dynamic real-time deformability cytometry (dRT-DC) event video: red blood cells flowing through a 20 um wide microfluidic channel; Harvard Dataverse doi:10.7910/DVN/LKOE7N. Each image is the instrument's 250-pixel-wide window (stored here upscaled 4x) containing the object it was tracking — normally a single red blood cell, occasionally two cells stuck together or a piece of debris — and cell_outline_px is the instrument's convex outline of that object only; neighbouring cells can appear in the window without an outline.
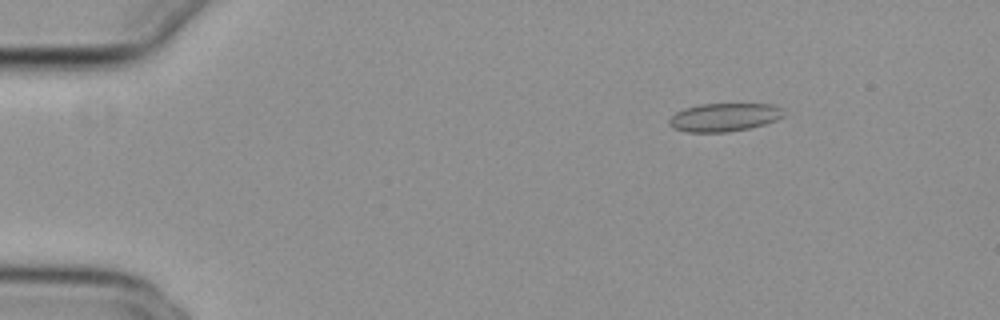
{"species": "common noctule bat (a hibernating species)", "species_latin": "Nyctalus noctula", "temperature_condition": "cold", "stored_images_in_passage": 53, "camera_frame_rate_fps": 3000, "um_per_image_px": 0.085, "animal": {"sex": "female", "body_mass_g": 29.2, "forearm_length_mm": 56.3}, "frame": {"image": 1, "passage_image": 7, "time_ms": 2.0, "image_size_px": [1000, 320], "cell_outline_px": [[784, 116], [776, 120], [764, 124], [748, 128], [728, 132], [688, 132], [672, 128], [668, 124], [668, 120], [676, 112], [684, 108], [700, 104], [772, 104], [784, 108]], "centroid_in_image_um": [61.56, 9.96], "position_along_channel_um": 23.4, "area_um2": 18.96}}
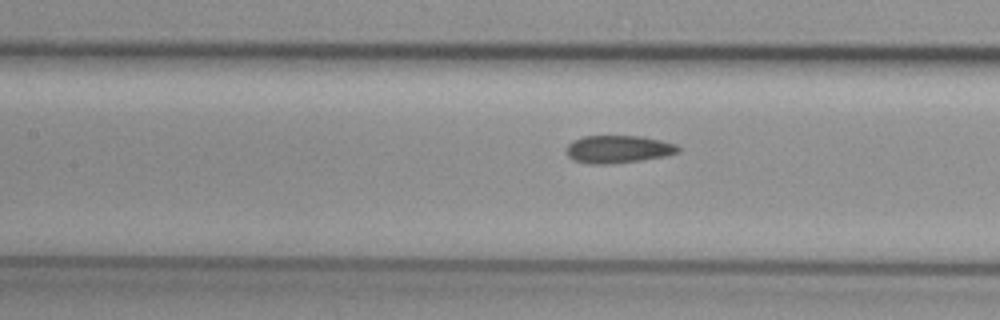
{"frame": {"image": 2, "passage_image": 24, "time_ms": 7.667, "image_size_px": [1000, 320], "cell_outline_px": [[680, 152], [664, 156], [640, 160], [608, 164], [588, 164], [572, 160], [568, 156], [568, 144], [572, 140], [584, 136], [644, 136], [676, 144], [680, 148]], "centroid_in_image_um": [52.54, 12.68], "position_along_channel_um": 154.9, "area_um2": 18.03}}
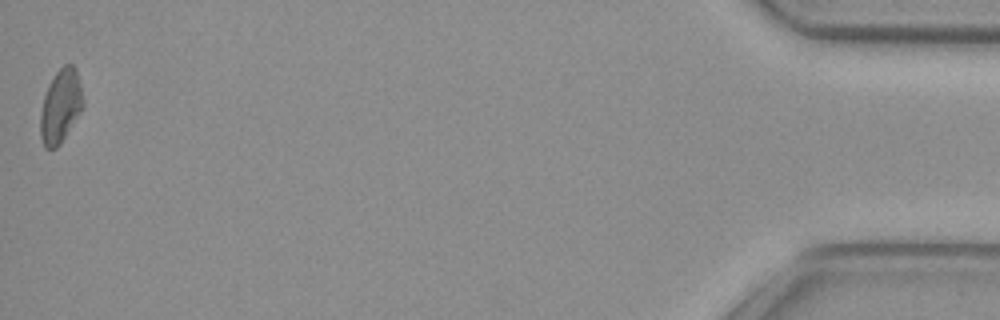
{"frame": {"image": 3, "passage_image": 53, "time_ms": 17.333, "image_size_px": [1000, 320], "cell_outline_px": [[84, 104], [80, 112], [60, 144], [56, 148], [44, 148], [40, 136], [40, 116], [44, 96], [48, 84], [56, 72], [64, 64], [72, 64], [76, 68], [84, 100]], "centroid_in_image_um": [5.14, 9.01], "position_along_channel_um": 430.1, "area_um2": 18.21}, "authors_computed_cell_mechanics": {"area_um2": 18.207, "velocity_mm_per_s": 3.8446, "shape_relaxation_time_tau1_ms": null, "shape_relaxation_time_tau2_ms": 3.6204, "deformation_change_tau1": null, "deformation_change_tau2": 0.089}}